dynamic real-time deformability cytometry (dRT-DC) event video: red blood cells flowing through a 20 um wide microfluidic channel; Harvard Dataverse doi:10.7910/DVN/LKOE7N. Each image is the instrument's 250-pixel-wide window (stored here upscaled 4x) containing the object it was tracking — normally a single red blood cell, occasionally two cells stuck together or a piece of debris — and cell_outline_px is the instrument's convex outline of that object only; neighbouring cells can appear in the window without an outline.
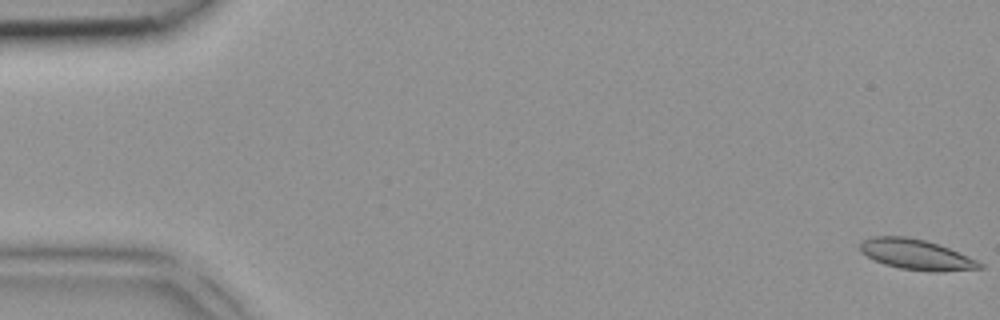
{"species": "common noctule bat (a hibernating species)", "species_latin": "Nyctalus noctula", "temperature_condition": "room temperature", "stored_images_in_passage": 4, "camera_frame_rate_fps": 3000, "um_per_image_px": 0.085, "animal": {"sex": "female", "body_mass_g": 18.4}, "frame": {"image": 1, "passage_image": 1, "time_ms": 0.0, "image_size_px": [1000, 320], "cell_outline_px": [[984, 268], [940, 272], [932, 272], [900, 268], [884, 264], [860, 252], [860, 240], [872, 236], [904, 236], [924, 240], [948, 248], [968, 256], [984, 264]], "centroid_in_image_um": [77.87, 21.64], "position_along_channel_um": 7.1, "area_um2": 21.1}}
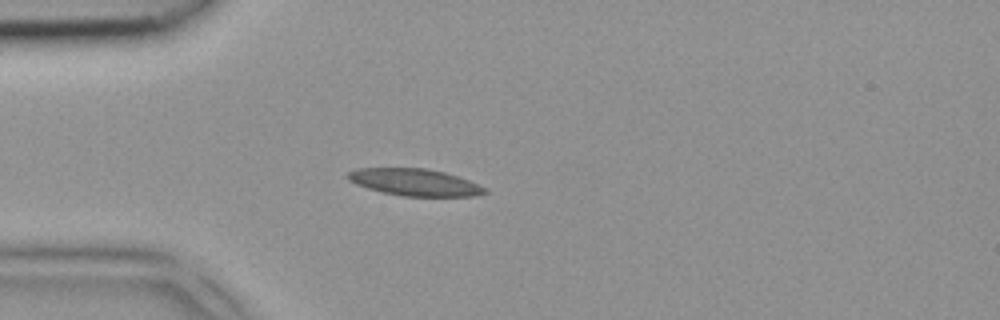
{"frame": {"image": 2, "passage_image": 4, "time_ms": 1.0, "image_size_px": [1000, 320], "cell_outline_px": [[488, 192], [476, 196], [400, 196], [368, 188], [356, 184], [348, 180], [344, 176], [348, 172], [356, 168], [424, 168], [444, 172], [468, 180], [488, 188]], "centroid_in_image_um": [35.24, 15.49], "position_along_channel_um": 49.8, "area_um2": 21.56}}